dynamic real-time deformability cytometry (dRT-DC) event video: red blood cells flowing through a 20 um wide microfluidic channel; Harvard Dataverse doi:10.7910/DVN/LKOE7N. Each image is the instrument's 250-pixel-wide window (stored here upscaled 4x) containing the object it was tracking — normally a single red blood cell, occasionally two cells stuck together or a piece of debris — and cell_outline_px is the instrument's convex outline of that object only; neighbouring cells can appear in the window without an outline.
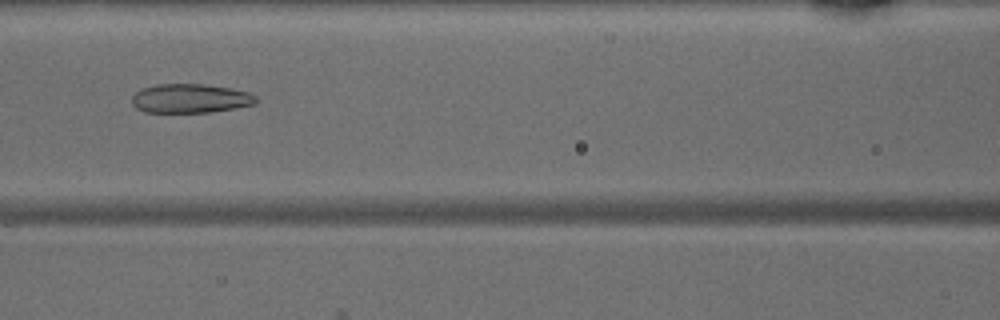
{"species": "common noctule bat (a hibernating species)", "species_latin": "Nyctalus noctula", "temperature_condition": "warm", "stored_images_in_passage": 41, "camera_frame_rate_fps": 3000, "um_per_image_px": 0.085, "animal": {"sex": "male", "body_mass_g": 15.6}, "frame": {"image": 1, "passage_image": 15, "time_ms": 4.667, "image_size_px": [1000, 320], "cell_outline_px": [[256, 104], [236, 108], [208, 112], [144, 112], [136, 108], [132, 104], [132, 96], [140, 88], [156, 84], [204, 84], [232, 88], [248, 92], [256, 96]], "centroid_in_image_um": [16.16, 8.36], "position_along_channel_um": 150.4, "area_um2": 21.15}}
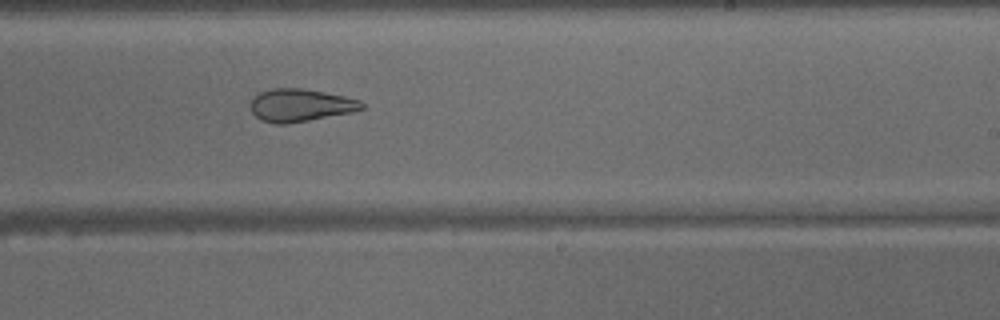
{"frame": {"image": 2, "passage_image": 23, "time_ms": 7.333, "image_size_px": [1000, 320], "cell_outline_px": [[364, 108], [352, 112], [308, 120], [284, 124], [276, 124], [260, 120], [252, 112], [248, 104], [260, 92], [272, 88], [304, 88], [344, 96], [360, 100], [364, 104]], "centroid_in_image_um": [25.51, 8.94], "position_along_channel_um": 263.5, "area_um2": 21.15}}
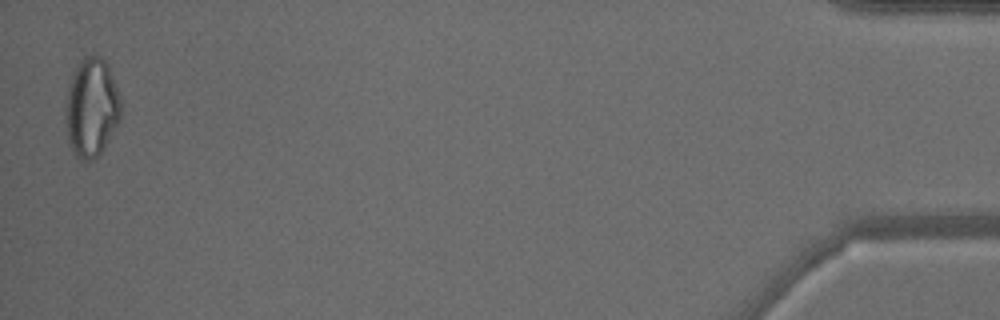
{"frame": {"image": 3, "passage_image": 41, "time_ms": 13.333, "image_size_px": [1000, 320], "cell_outline_px": [[120, 120], [100, 156], [88, 160], [80, 160], [72, 152], [68, 136], [68, 88], [72, 72], [80, 60], [96, 52], [108, 64], [120, 96]], "centroid_in_image_um": [7.82, 9.12], "position_along_channel_um": 427.4, "area_um2": 31.5}}